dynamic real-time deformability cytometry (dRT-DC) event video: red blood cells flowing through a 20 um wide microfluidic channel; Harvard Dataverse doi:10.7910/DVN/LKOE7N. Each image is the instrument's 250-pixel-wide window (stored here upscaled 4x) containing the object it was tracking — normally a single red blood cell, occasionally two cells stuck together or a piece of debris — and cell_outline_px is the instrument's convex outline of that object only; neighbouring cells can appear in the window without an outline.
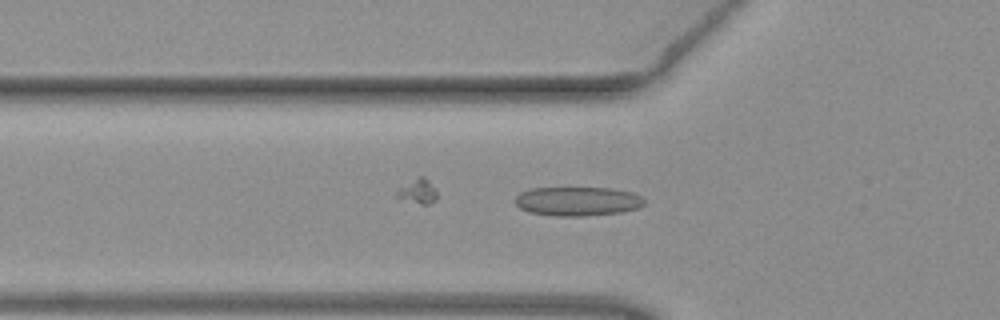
{"species": "common noctule bat (a hibernating species)", "species_latin": "Nyctalus noctula", "temperature_condition": "warm", "stored_images_in_passage": 38, "camera_frame_rate_fps": 3000, "um_per_image_px": 0.085, "animal": {"sex": "female", "body_mass_g": 19.3, "forearm_length_mm": 54.1}, "frame": {"image": 1, "passage_image": 5, "time_ms": 1.333, "image_size_px": [1000, 320], "cell_outline_px": [[644, 204], [636, 208], [620, 212], [580, 216], [552, 216], [528, 212], [520, 208], [512, 200], [520, 192], [532, 188], [612, 188], [632, 192], [640, 196], [644, 200]], "centroid_in_image_um": [49.03, 17.1], "position_along_channel_um": 76.8, "area_um2": 21.91}}
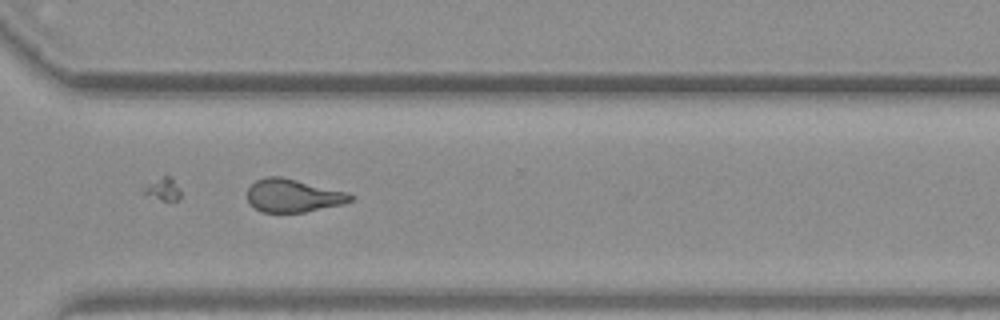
{"frame": {"image": 2, "passage_image": 25, "time_ms": 8.0, "image_size_px": [1000, 320], "cell_outline_px": [[356, 196], [352, 200], [344, 204], [304, 212], [260, 212], [248, 200], [248, 188], [256, 180], [264, 176], [280, 176], [348, 192]], "centroid_in_image_um": [24.94, 16.62], "position_along_channel_um": 345.7, "area_um2": 19.88}}
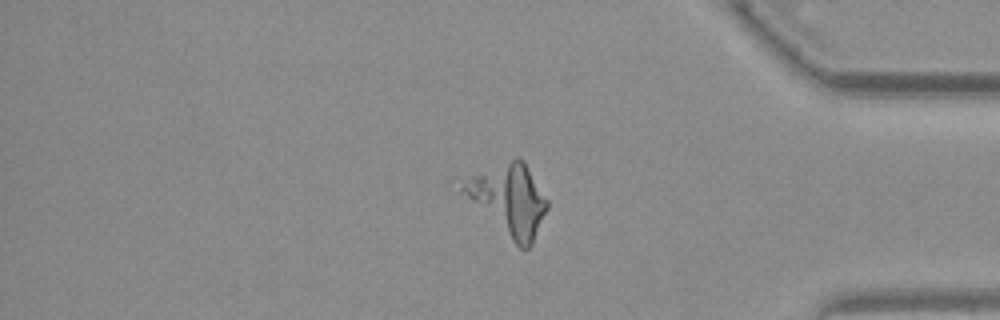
{"frame": {"image": 3, "passage_image": 30, "time_ms": 9.667, "image_size_px": [1000, 320], "cell_outline_px": [[548, 208], [532, 244], [528, 248], [520, 248], [460, 188], [472, 176], [516, 156], [524, 160], [548, 200]], "centroid_in_image_um": [43.37, 16.94], "position_along_channel_um": 391.8, "area_um2": 33.18}, "authors_computed_cell_mechanics": {"area_um2": 20.6635, "velocity_mm_per_s": 4.022, "shape_relaxation_time_tau1_ms": null, "shape_relaxation_time_tau2_ms": 1.7073, "deformation_change_tau1": null, "deformation_change_tau2": 0.0939}}